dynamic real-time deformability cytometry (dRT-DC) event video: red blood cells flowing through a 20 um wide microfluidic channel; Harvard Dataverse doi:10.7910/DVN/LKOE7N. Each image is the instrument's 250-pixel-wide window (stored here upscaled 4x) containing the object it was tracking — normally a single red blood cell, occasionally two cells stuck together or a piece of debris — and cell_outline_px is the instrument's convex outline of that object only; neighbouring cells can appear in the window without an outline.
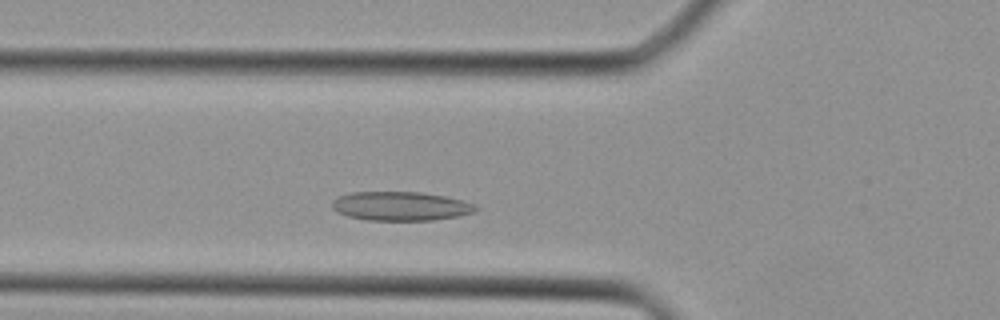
{"species": "Egyptian fruit bat (a non-hibernating species)", "species_latin": "Rousettus aegyptiacus", "temperature_condition": "cold", "stored_images_in_passage": 31, "camera_frame_rate_fps": 3000, "um_per_image_px": 0.085, "animal": {"sex": "female"}, "frame": {"image": 1, "passage_image": 5, "time_ms": 1.333, "image_size_px": [1000, 320], "cell_outline_px": [[476, 212], [456, 216], [432, 220], [368, 220], [348, 216], [336, 212], [332, 208], [332, 200], [336, 196], [352, 192], [420, 192], [444, 196], [460, 200], [472, 204], [476, 208]], "centroid_in_image_um": [33.97, 17.52], "position_along_channel_um": 91.8, "area_um2": 24.1}}
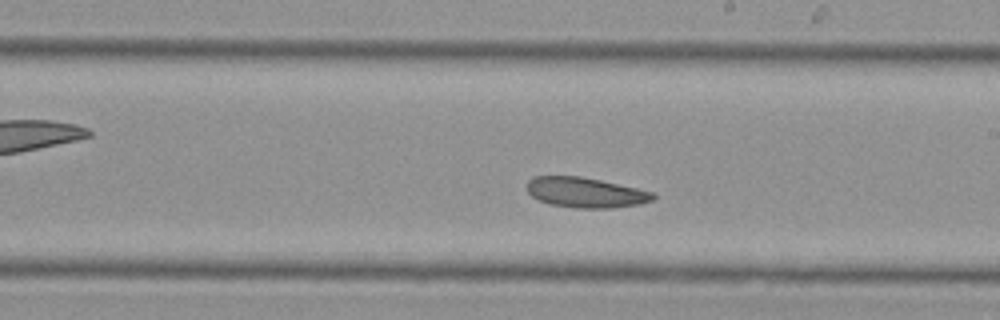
{"frame": {"image": 2, "passage_image": 14, "time_ms": 4.333, "image_size_px": [1000, 320], "cell_outline_px": [[656, 196], [652, 200], [640, 204], [612, 208], [576, 208], [552, 204], [540, 200], [532, 196], [528, 192], [528, 180], [532, 176], [580, 176], [600, 180], [636, 188], [652, 192]], "centroid_in_image_um": [49.77, 16.36], "position_along_channel_um": 239.2, "area_um2": 21.96}}
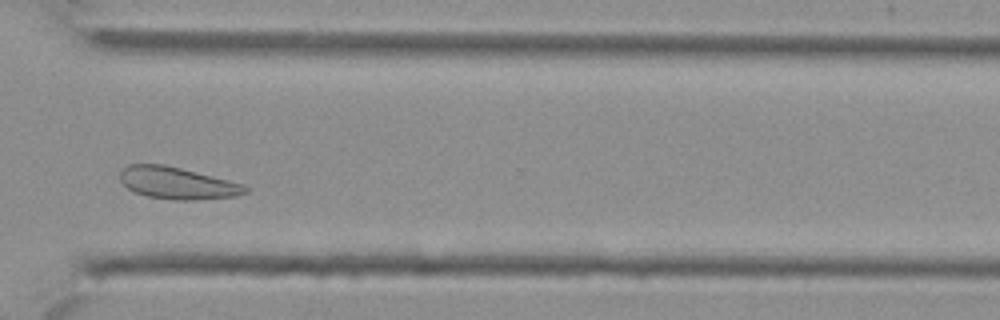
{"frame": {"image": 3, "passage_image": 21, "time_ms": 6.667, "image_size_px": [1000, 320], "cell_outline_px": [[248, 192], [236, 196], [192, 200], [172, 200], [148, 196], [136, 192], [128, 188], [120, 180], [120, 172], [128, 164], [164, 164], [244, 184], [248, 188]], "centroid_in_image_um": [15.07, 15.56], "position_along_channel_um": 355.5, "area_um2": 23.12}}